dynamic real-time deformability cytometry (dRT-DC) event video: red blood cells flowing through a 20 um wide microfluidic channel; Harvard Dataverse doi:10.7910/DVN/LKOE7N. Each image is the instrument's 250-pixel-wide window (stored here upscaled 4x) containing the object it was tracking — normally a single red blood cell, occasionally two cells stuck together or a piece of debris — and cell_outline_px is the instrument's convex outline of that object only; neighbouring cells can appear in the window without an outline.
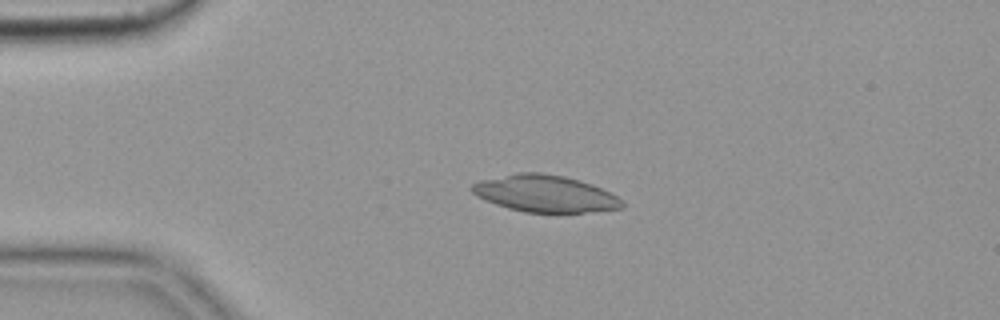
{"species": "common noctule bat (a hibernating species)", "species_latin": "Nyctalus noctula", "temperature_condition": "cold", "stored_images_in_passage": 48, "camera_frame_rate_fps": 3000, "um_per_image_px": 0.085, "animal": {"sex": "female", "body_mass_g": 19.9}, "frame": {"image": 1, "passage_image": 5, "time_ms": 1.333, "image_size_px": [1000, 320], "cell_outline_px": [[624, 208], [584, 212], [524, 212], [508, 208], [484, 200], [476, 196], [468, 188], [472, 184], [480, 180], [516, 172], [540, 172], [564, 176], [580, 180], [592, 184], [616, 196], [624, 204]], "centroid_in_image_um": [46.27, 16.44], "position_along_channel_um": 38.7, "area_um2": 32.25}}
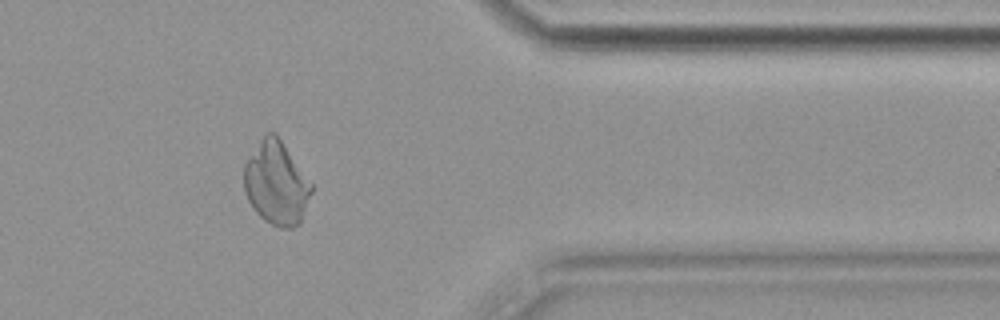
{"frame": {"image": 2, "passage_image": 38, "time_ms": 12.333, "image_size_px": [1000, 320], "cell_outline_px": [[312, 192], [300, 224], [292, 228], [280, 228], [264, 220], [256, 212], [248, 200], [244, 192], [244, 164], [264, 136], [268, 132], [276, 132], [312, 184]], "centroid_in_image_um": [23.49, 15.6], "position_along_channel_um": 387.9, "area_um2": 32.54}}